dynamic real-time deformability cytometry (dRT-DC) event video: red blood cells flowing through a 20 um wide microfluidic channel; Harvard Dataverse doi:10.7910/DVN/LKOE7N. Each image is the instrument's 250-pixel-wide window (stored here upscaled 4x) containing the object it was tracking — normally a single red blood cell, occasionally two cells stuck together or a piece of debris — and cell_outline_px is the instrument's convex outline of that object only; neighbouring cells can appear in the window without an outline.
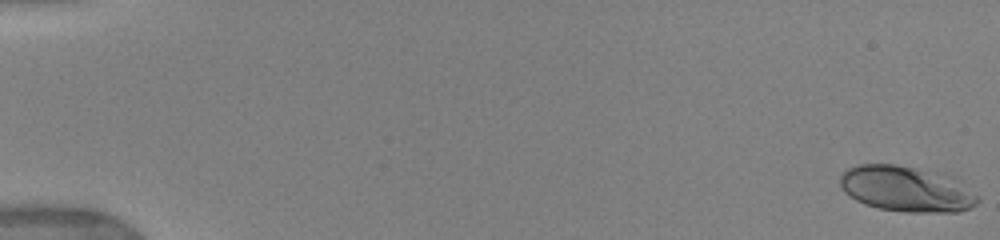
{"species": "human", "species_latin": "Homo sapiens", "temperature_condition": "warm", "stored_images_in_passage": 36, "camera_frame_rate_fps": 3000, "um_per_image_px": 0.085, "donor": {"sex": "female"}, "frame": {"image": 1, "passage_image": 1, "time_ms": 0.0, "image_size_px": [1000, 240], "cell_outline_px": [[980, 200], [976, 204], [968, 208], [956, 212], [908, 212], [880, 208], [864, 204], [856, 200], [844, 192], [840, 188], [840, 176], [848, 168], [860, 164], [896, 164], [952, 176], [980, 196]], "centroid_in_image_um": [77.04, 16.06], "position_along_channel_um": 8.0, "area_um2": 36.53}}